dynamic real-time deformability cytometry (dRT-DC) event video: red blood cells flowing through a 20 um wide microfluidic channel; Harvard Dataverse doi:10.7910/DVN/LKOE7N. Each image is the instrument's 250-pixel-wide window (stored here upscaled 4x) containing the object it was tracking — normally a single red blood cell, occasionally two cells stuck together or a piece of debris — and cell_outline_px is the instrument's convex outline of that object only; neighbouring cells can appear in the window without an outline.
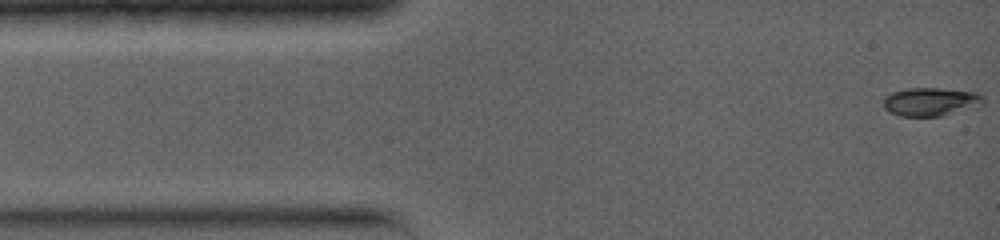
{"species": "common noctule bat (a hibernating species)", "species_latin": "Nyctalus noctula", "temperature_condition": "warm", "stored_images_in_passage": 74, "camera_frame_rate_fps": 5000, "um_per_image_px": 0.085, "animal": {"sex": "female", "body_mass_g": 19.0, "forearm_length_mm": 56.7}, "frame": {"image": 1, "passage_image": 1, "time_ms": 0.0, "image_size_px": [1000, 240], "cell_outline_px": [[984, 104], [980, 108], [940, 116], [900, 116], [888, 112], [884, 108], [884, 96], [892, 92], [908, 88], [936, 88], [980, 92], [984, 96]], "centroid_in_image_um": [79.19, 8.65], "position_along_channel_um": 5.8, "area_um2": 17.05}}
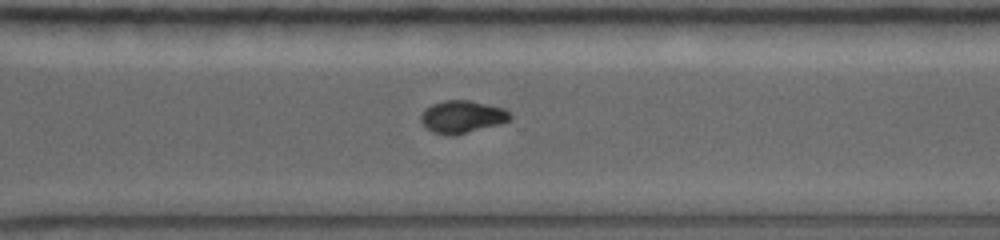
{"frame": {"image": 2, "passage_image": 36, "time_ms": 10.0, "image_size_px": [1000, 240], "cell_outline_px": [[512, 116], [508, 120], [500, 124], [452, 136], [448, 136], [432, 132], [420, 120], [420, 116], [424, 108], [432, 104], [444, 100], [468, 100], [504, 108]], "centroid_in_image_um": [39.25, 9.92], "position_along_channel_um": 331.4, "area_um2": 16.82}}
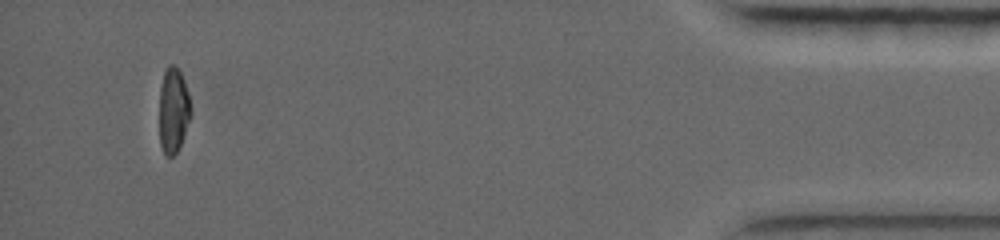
{"frame": {"image": 3, "passage_image": 64, "time_ms": 14.4, "image_size_px": [1000, 240], "cell_outline_px": [[192, 112], [184, 136], [176, 152], [172, 156], [164, 156], [160, 144], [160, 88], [164, 72], [168, 64], [172, 64], [180, 72], [184, 80], [188, 92]], "centroid_in_image_um": [14.74, 9.38], "position_along_channel_um": 420.5, "area_um2": 15.61}}